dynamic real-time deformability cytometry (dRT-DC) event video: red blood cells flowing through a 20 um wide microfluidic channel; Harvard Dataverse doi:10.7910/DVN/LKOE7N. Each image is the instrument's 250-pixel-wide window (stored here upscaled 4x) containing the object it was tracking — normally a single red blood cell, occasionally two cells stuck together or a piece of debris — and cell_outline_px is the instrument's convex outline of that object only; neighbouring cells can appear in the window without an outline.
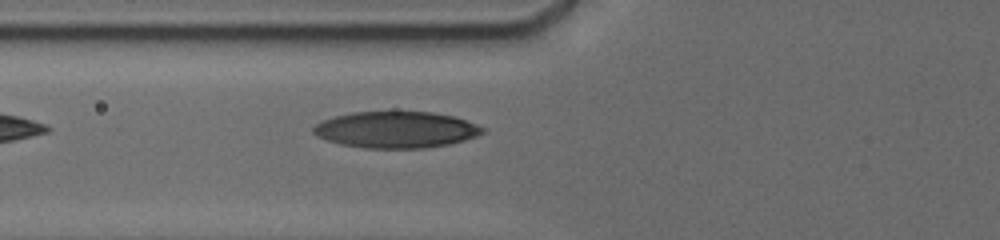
{"species": "human", "species_latin": "Homo sapiens", "temperature_condition": "cold", "stored_images_in_passage": 19, "camera_frame_rate_fps": 3000, "um_per_image_px": 0.085, "donor": {"sex": "male"}, "frame": {"image": 1, "passage_image": 7, "time_ms": 3.0, "image_size_px": [1000, 240], "cell_outline_px": [[488, 132], [464, 140], [448, 144], [424, 148], [364, 148], [344, 144], [328, 140], [312, 132], [312, 128], [316, 124], [324, 120], [336, 116], [352, 112], [432, 112], [456, 116], [476, 124], [484, 128]], "centroid_in_image_um": [33.72, 11.02], "position_along_channel_um": 92.1, "area_um2": 35.72}}
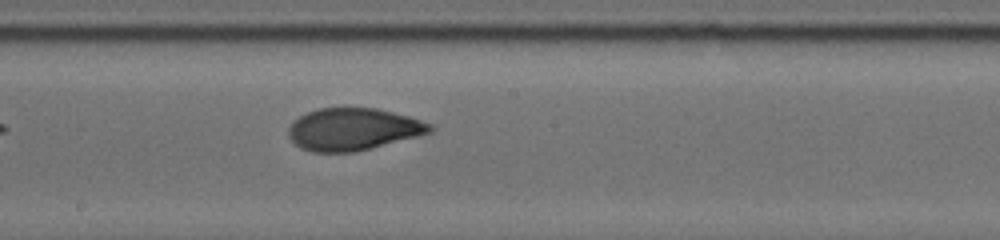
{"frame": {"image": 2, "passage_image": 13, "time_ms": 6.333, "image_size_px": [1000, 240], "cell_outline_px": [[436, 128], [432, 132], [420, 136], [356, 152], [312, 152], [300, 148], [288, 136], [288, 128], [292, 120], [308, 112], [320, 108], [376, 108], [408, 116], [432, 124]], "centroid_in_image_um": [30.03, 10.99], "position_along_channel_um": 218.2, "area_um2": 35.03}}
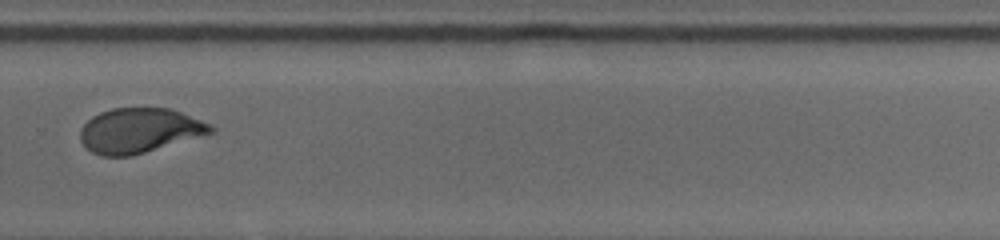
{"frame": {"image": 3, "passage_image": 18, "time_ms": 9.0, "image_size_px": [1000, 240], "cell_outline_px": [[216, 128], [212, 132], [132, 156], [100, 156], [92, 152], [80, 140], [80, 128], [92, 116], [100, 112], [112, 108], [172, 108], [200, 120]], "centroid_in_image_um": [11.8, 11.09], "position_along_channel_um": 318.0, "area_um2": 33.7}}